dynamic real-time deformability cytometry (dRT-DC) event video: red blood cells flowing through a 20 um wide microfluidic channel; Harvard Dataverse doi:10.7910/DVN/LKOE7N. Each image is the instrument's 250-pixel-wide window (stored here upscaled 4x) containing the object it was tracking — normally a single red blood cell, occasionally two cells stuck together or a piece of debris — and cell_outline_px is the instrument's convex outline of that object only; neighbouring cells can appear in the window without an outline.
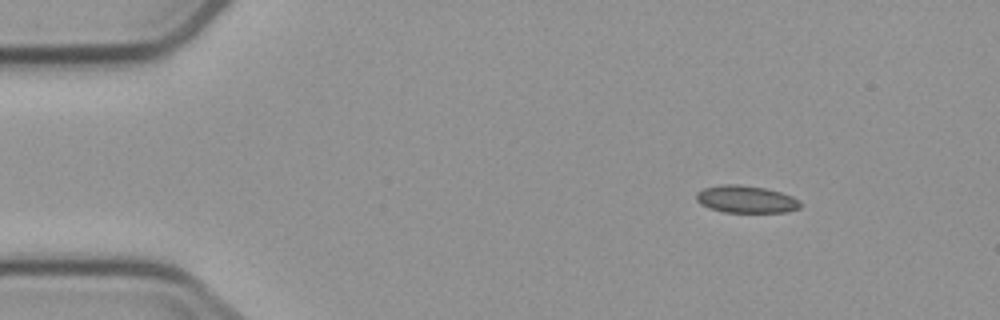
{"species": "common noctule bat (a hibernating species)", "species_latin": "Nyctalus noctula", "temperature_condition": "cold", "stored_images_in_passage": 8, "camera_frame_rate_fps": 3000, "um_per_image_px": 0.085, "animal": {"sex": "male", "body_mass_g": 23.1, "forearm_length_mm": 52.7}, "frame": {"image": 1, "passage_image": 1, "time_ms": 0.0, "image_size_px": [1000, 320], "cell_outline_px": [[804, 204], [800, 208], [788, 212], [724, 212], [708, 208], [700, 204], [696, 200], [696, 192], [704, 188], [720, 184], [740, 184], [764, 188], [780, 192], [792, 196], [800, 200]], "centroid_in_image_um": [63.42, 16.94], "position_along_channel_um": 21.6, "area_um2": 16.82}}
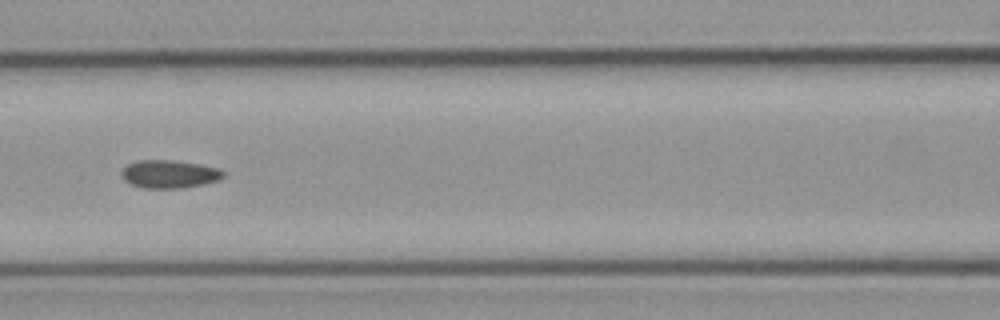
{"frame": {"image": 2, "passage_image": 6, "time_ms": 5.667, "image_size_px": [1000, 320], "cell_outline_px": [[224, 176], [220, 180], [180, 188], [144, 188], [132, 184], [124, 180], [120, 172], [128, 164], [140, 160], [172, 160], [196, 164], [216, 168], [224, 172]], "centroid_in_image_um": [14.36, 14.8], "position_along_channel_um": 152.2, "area_um2": 16.3}}
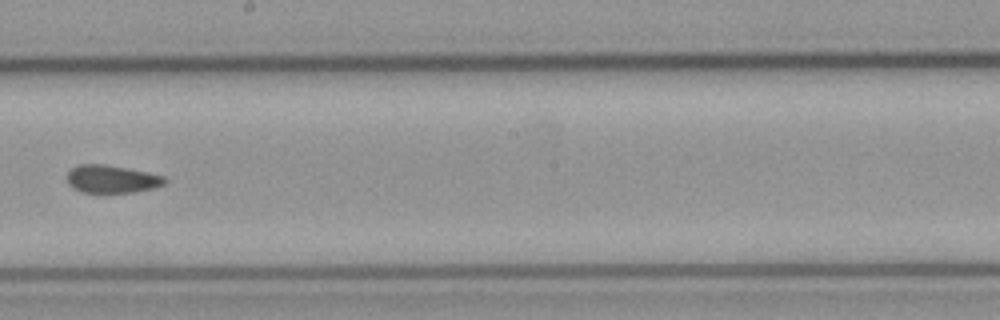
{"frame": {"image": 3, "passage_image": 8, "time_ms": 8.0, "image_size_px": [1000, 320], "cell_outline_px": [[168, 180], [164, 184], [152, 188], [132, 192], [80, 192], [72, 188], [68, 184], [68, 172], [72, 168], [80, 164], [104, 164], [148, 172], [164, 176]], "centroid_in_image_um": [9.49, 15.21], "position_along_channel_um": 238.7, "area_um2": 15.72}}